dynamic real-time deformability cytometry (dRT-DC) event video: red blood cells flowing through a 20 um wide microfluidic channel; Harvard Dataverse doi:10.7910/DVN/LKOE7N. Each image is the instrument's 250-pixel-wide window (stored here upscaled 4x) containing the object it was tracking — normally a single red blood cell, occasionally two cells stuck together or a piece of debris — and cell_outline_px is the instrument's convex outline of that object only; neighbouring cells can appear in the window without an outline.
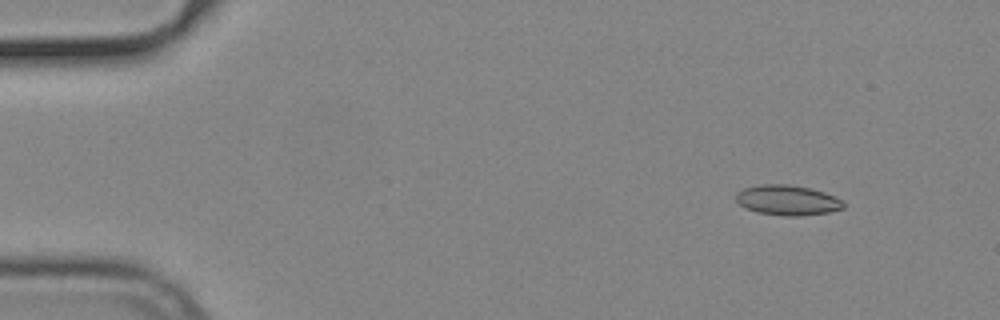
{"species": "common noctule bat (a hibernating species)", "species_latin": "Nyctalus noctula", "temperature_condition": "cold", "stored_images_in_passage": 55, "camera_frame_rate_fps": 3000, "um_per_image_px": 0.085, "animal": {"sex": "male", "body_mass_g": 19.2, "forearm_length_mm": 51.8}, "frame": {"image": 1, "passage_image": 6, "time_ms": 1.667, "image_size_px": [1000, 320], "cell_outline_px": [[844, 204], [840, 208], [828, 212], [760, 212], [748, 208], [740, 204], [736, 200], [736, 196], [740, 192], [748, 188], [808, 188], [832, 196], [840, 200]], "centroid_in_image_um": [66.95, 17.03], "position_along_channel_um": 18.0, "area_um2": 15.61}}
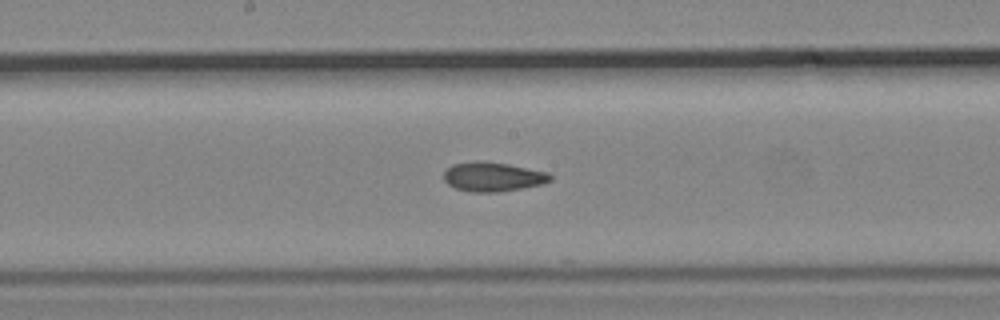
{"frame": {"image": 2, "passage_image": 29, "time_ms": 9.333, "image_size_px": [1000, 320], "cell_outline_px": [[552, 176], [548, 180], [540, 184], [492, 192], [476, 192], [456, 188], [448, 184], [444, 180], [444, 172], [448, 168], [456, 164], [504, 164], [544, 172]], "centroid_in_image_um": [41.84, 15.07], "position_along_channel_um": 206.4, "area_um2": 16.53}}
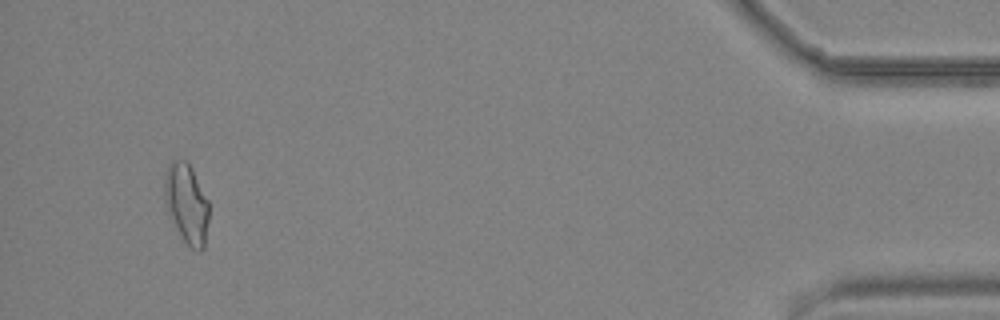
{"frame": {"image": 3, "passage_image": 52, "time_ms": 17.0, "image_size_px": [1000, 320], "cell_outline_px": [[208, 220], [204, 248], [192, 248], [184, 240], [176, 224], [172, 212], [168, 192], [168, 172], [172, 164], [184, 160], [188, 164], [208, 200]], "centroid_in_image_um": [15.99, 17.38], "position_along_channel_um": 419.2, "area_um2": 18.03}, "authors_computed_cell_mechanics": {"area_um2": 16.9354, "velocity_mm_per_s": 3.7662, "shape_relaxation_time_tau1_ms": null, "shape_relaxation_time_tau2_ms": 3.6694, "deformation_change_tau1": null, "deformation_change_tau2": 0.1052}}